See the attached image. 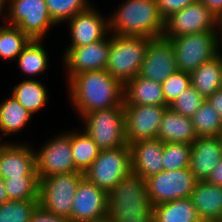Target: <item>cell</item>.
I'll list each match as a JSON object with an SVG mask.
<instances>
[{"label": "cell", "mask_w": 222, "mask_h": 222, "mask_svg": "<svg viewBox=\"0 0 222 222\" xmlns=\"http://www.w3.org/2000/svg\"><path fill=\"white\" fill-rule=\"evenodd\" d=\"M153 212L155 222H202L190 197L155 205Z\"/></svg>", "instance_id": "cell-26"}, {"label": "cell", "mask_w": 222, "mask_h": 222, "mask_svg": "<svg viewBox=\"0 0 222 222\" xmlns=\"http://www.w3.org/2000/svg\"><path fill=\"white\" fill-rule=\"evenodd\" d=\"M175 71L177 65L171 41L163 36L150 39L139 75L163 83Z\"/></svg>", "instance_id": "cell-15"}, {"label": "cell", "mask_w": 222, "mask_h": 222, "mask_svg": "<svg viewBox=\"0 0 222 222\" xmlns=\"http://www.w3.org/2000/svg\"><path fill=\"white\" fill-rule=\"evenodd\" d=\"M191 158V144L164 143L163 168L166 171H174L188 168Z\"/></svg>", "instance_id": "cell-36"}, {"label": "cell", "mask_w": 222, "mask_h": 222, "mask_svg": "<svg viewBox=\"0 0 222 222\" xmlns=\"http://www.w3.org/2000/svg\"><path fill=\"white\" fill-rule=\"evenodd\" d=\"M99 147L83 130L71 131V153L75 167L82 173L91 166L100 153Z\"/></svg>", "instance_id": "cell-30"}, {"label": "cell", "mask_w": 222, "mask_h": 222, "mask_svg": "<svg viewBox=\"0 0 222 222\" xmlns=\"http://www.w3.org/2000/svg\"><path fill=\"white\" fill-rule=\"evenodd\" d=\"M42 41L31 39L17 57V65L22 73L29 76L28 79L43 74L48 67V52Z\"/></svg>", "instance_id": "cell-28"}, {"label": "cell", "mask_w": 222, "mask_h": 222, "mask_svg": "<svg viewBox=\"0 0 222 222\" xmlns=\"http://www.w3.org/2000/svg\"><path fill=\"white\" fill-rule=\"evenodd\" d=\"M45 2L49 15L56 25L67 22L91 6L89 0H45Z\"/></svg>", "instance_id": "cell-34"}, {"label": "cell", "mask_w": 222, "mask_h": 222, "mask_svg": "<svg viewBox=\"0 0 222 222\" xmlns=\"http://www.w3.org/2000/svg\"><path fill=\"white\" fill-rule=\"evenodd\" d=\"M38 206V200H7L0 205V222H29Z\"/></svg>", "instance_id": "cell-35"}, {"label": "cell", "mask_w": 222, "mask_h": 222, "mask_svg": "<svg viewBox=\"0 0 222 222\" xmlns=\"http://www.w3.org/2000/svg\"><path fill=\"white\" fill-rule=\"evenodd\" d=\"M6 10L7 24L17 26L30 39L44 40L49 28L56 25L45 0H7Z\"/></svg>", "instance_id": "cell-8"}, {"label": "cell", "mask_w": 222, "mask_h": 222, "mask_svg": "<svg viewBox=\"0 0 222 222\" xmlns=\"http://www.w3.org/2000/svg\"><path fill=\"white\" fill-rule=\"evenodd\" d=\"M150 38L110 34L106 71L125 85L140 73Z\"/></svg>", "instance_id": "cell-3"}, {"label": "cell", "mask_w": 222, "mask_h": 222, "mask_svg": "<svg viewBox=\"0 0 222 222\" xmlns=\"http://www.w3.org/2000/svg\"><path fill=\"white\" fill-rule=\"evenodd\" d=\"M7 200L9 199L4 186V179L0 176V205L5 203Z\"/></svg>", "instance_id": "cell-44"}, {"label": "cell", "mask_w": 222, "mask_h": 222, "mask_svg": "<svg viewBox=\"0 0 222 222\" xmlns=\"http://www.w3.org/2000/svg\"><path fill=\"white\" fill-rule=\"evenodd\" d=\"M197 0H156L161 17L168 19L171 15L186 8Z\"/></svg>", "instance_id": "cell-39"}, {"label": "cell", "mask_w": 222, "mask_h": 222, "mask_svg": "<svg viewBox=\"0 0 222 222\" xmlns=\"http://www.w3.org/2000/svg\"><path fill=\"white\" fill-rule=\"evenodd\" d=\"M124 105L168 106L161 83L140 75L124 85Z\"/></svg>", "instance_id": "cell-22"}, {"label": "cell", "mask_w": 222, "mask_h": 222, "mask_svg": "<svg viewBox=\"0 0 222 222\" xmlns=\"http://www.w3.org/2000/svg\"><path fill=\"white\" fill-rule=\"evenodd\" d=\"M94 7L91 5L66 22L71 33V44L68 47L85 46L110 34L109 18L103 17Z\"/></svg>", "instance_id": "cell-16"}, {"label": "cell", "mask_w": 222, "mask_h": 222, "mask_svg": "<svg viewBox=\"0 0 222 222\" xmlns=\"http://www.w3.org/2000/svg\"><path fill=\"white\" fill-rule=\"evenodd\" d=\"M110 49V36L79 47L66 48L63 65L67 67V82L74 76L85 71L105 70Z\"/></svg>", "instance_id": "cell-13"}, {"label": "cell", "mask_w": 222, "mask_h": 222, "mask_svg": "<svg viewBox=\"0 0 222 222\" xmlns=\"http://www.w3.org/2000/svg\"><path fill=\"white\" fill-rule=\"evenodd\" d=\"M0 176L3 179L38 176L35 149L27 143L0 142Z\"/></svg>", "instance_id": "cell-17"}, {"label": "cell", "mask_w": 222, "mask_h": 222, "mask_svg": "<svg viewBox=\"0 0 222 222\" xmlns=\"http://www.w3.org/2000/svg\"><path fill=\"white\" fill-rule=\"evenodd\" d=\"M222 160V146L217 136L198 137L191 144L189 168L197 181H206Z\"/></svg>", "instance_id": "cell-19"}, {"label": "cell", "mask_w": 222, "mask_h": 222, "mask_svg": "<svg viewBox=\"0 0 222 222\" xmlns=\"http://www.w3.org/2000/svg\"><path fill=\"white\" fill-rule=\"evenodd\" d=\"M169 106L124 105L125 133L128 145L157 138L159 126Z\"/></svg>", "instance_id": "cell-12"}, {"label": "cell", "mask_w": 222, "mask_h": 222, "mask_svg": "<svg viewBox=\"0 0 222 222\" xmlns=\"http://www.w3.org/2000/svg\"><path fill=\"white\" fill-rule=\"evenodd\" d=\"M197 137L218 136L222 129V119L217 110L207 100L191 117Z\"/></svg>", "instance_id": "cell-32"}, {"label": "cell", "mask_w": 222, "mask_h": 222, "mask_svg": "<svg viewBox=\"0 0 222 222\" xmlns=\"http://www.w3.org/2000/svg\"><path fill=\"white\" fill-rule=\"evenodd\" d=\"M145 182L149 201L155 206L191 197L197 180L188 167L174 171L163 170L147 178Z\"/></svg>", "instance_id": "cell-9"}, {"label": "cell", "mask_w": 222, "mask_h": 222, "mask_svg": "<svg viewBox=\"0 0 222 222\" xmlns=\"http://www.w3.org/2000/svg\"><path fill=\"white\" fill-rule=\"evenodd\" d=\"M204 101L203 96L190 85L169 105V108L183 116L191 118Z\"/></svg>", "instance_id": "cell-37"}, {"label": "cell", "mask_w": 222, "mask_h": 222, "mask_svg": "<svg viewBox=\"0 0 222 222\" xmlns=\"http://www.w3.org/2000/svg\"><path fill=\"white\" fill-rule=\"evenodd\" d=\"M218 139L220 141V145L222 146V129L220 130L219 134H218Z\"/></svg>", "instance_id": "cell-47"}, {"label": "cell", "mask_w": 222, "mask_h": 222, "mask_svg": "<svg viewBox=\"0 0 222 222\" xmlns=\"http://www.w3.org/2000/svg\"><path fill=\"white\" fill-rule=\"evenodd\" d=\"M6 4H7V0H0V17L2 16L1 18H3L4 24H7L6 22L7 15H5L7 11H5L4 16H3L4 8L5 7L7 8Z\"/></svg>", "instance_id": "cell-45"}, {"label": "cell", "mask_w": 222, "mask_h": 222, "mask_svg": "<svg viewBox=\"0 0 222 222\" xmlns=\"http://www.w3.org/2000/svg\"><path fill=\"white\" fill-rule=\"evenodd\" d=\"M83 177L82 172H71L39 178V206L71 222L72 202Z\"/></svg>", "instance_id": "cell-6"}, {"label": "cell", "mask_w": 222, "mask_h": 222, "mask_svg": "<svg viewBox=\"0 0 222 222\" xmlns=\"http://www.w3.org/2000/svg\"><path fill=\"white\" fill-rule=\"evenodd\" d=\"M220 37L222 41V18L219 20Z\"/></svg>", "instance_id": "cell-46"}, {"label": "cell", "mask_w": 222, "mask_h": 222, "mask_svg": "<svg viewBox=\"0 0 222 222\" xmlns=\"http://www.w3.org/2000/svg\"><path fill=\"white\" fill-rule=\"evenodd\" d=\"M46 143L39 150H35L39 178L60 173L80 172L74 165L71 153V131L61 132Z\"/></svg>", "instance_id": "cell-10"}, {"label": "cell", "mask_w": 222, "mask_h": 222, "mask_svg": "<svg viewBox=\"0 0 222 222\" xmlns=\"http://www.w3.org/2000/svg\"><path fill=\"white\" fill-rule=\"evenodd\" d=\"M31 39L17 26H0V59L15 60Z\"/></svg>", "instance_id": "cell-31"}, {"label": "cell", "mask_w": 222, "mask_h": 222, "mask_svg": "<svg viewBox=\"0 0 222 222\" xmlns=\"http://www.w3.org/2000/svg\"><path fill=\"white\" fill-rule=\"evenodd\" d=\"M209 31H220L219 20L197 0L165 20L163 37L169 39Z\"/></svg>", "instance_id": "cell-11"}, {"label": "cell", "mask_w": 222, "mask_h": 222, "mask_svg": "<svg viewBox=\"0 0 222 222\" xmlns=\"http://www.w3.org/2000/svg\"><path fill=\"white\" fill-rule=\"evenodd\" d=\"M110 33L121 36L162 37L165 21L156 0H125L109 17Z\"/></svg>", "instance_id": "cell-2"}, {"label": "cell", "mask_w": 222, "mask_h": 222, "mask_svg": "<svg viewBox=\"0 0 222 222\" xmlns=\"http://www.w3.org/2000/svg\"><path fill=\"white\" fill-rule=\"evenodd\" d=\"M29 222H70V221L64 217H60L50 212H47L43 208L38 206L33 212Z\"/></svg>", "instance_id": "cell-40"}, {"label": "cell", "mask_w": 222, "mask_h": 222, "mask_svg": "<svg viewBox=\"0 0 222 222\" xmlns=\"http://www.w3.org/2000/svg\"><path fill=\"white\" fill-rule=\"evenodd\" d=\"M191 85L206 100L222 85V54L205 62L199 68L190 73Z\"/></svg>", "instance_id": "cell-23"}, {"label": "cell", "mask_w": 222, "mask_h": 222, "mask_svg": "<svg viewBox=\"0 0 222 222\" xmlns=\"http://www.w3.org/2000/svg\"><path fill=\"white\" fill-rule=\"evenodd\" d=\"M97 222H110V221L108 219H104V220L97 221Z\"/></svg>", "instance_id": "cell-48"}, {"label": "cell", "mask_w": 222, "mask_h": 222, "mask_svg": "<svg viewBox=\"0 0 222 222\" xmlns=\"http://www.w3.org/2000/svg\"><path fill=\"white\" fill-rule=\"evenodd\" d=\"M190 198L202 222L222 220V186L197 181Z\"/></svg>", "instance_id": "cell-20"}, {"label": "cell", "mask_w": 222, "mask_h": 222, "mask_svg": "<svg viewBox=\"0 0 222 222\" xmlns=\"http://www.w3.org/2000/svg\"><path fill=\"white\" fill-rule=\"evenodd\" d=\"M39 80L33 78L24 79L12 89V96L20 105L32 115L41 110L47 103L48 92L46 87Z\"/></svg>", "instance_id": "cell-25"}, {"label": "cell", "mask_w": 222, "mask_h": 222, "mask_svg": "<svg viewBox=\"0 0 222 222\" xmlns=\"http://www.w3.org/2000/svg\"><path fill=\"white\" fill-rule=\"evenodd\" d=\"M131 151V168L143 180L164 170V142L157 138L129 144Z\"/></svg>", "instance_id": "cell-18"}, {"label": "cell", "mask_w": 222, "mask_h": 222, "mask_svg": "<svg viewBox=\"0 0 222 222\" xmlns=\"http://www.w3.org/2000/svg\"><path fill=\"white\" fill-rule=\"evenodd\" d=\"M110 222H155L151 203L107 204Z\"/></svg>", "instance_id": "cell-29"}, {"label": "cell", "mask_w": 222, "mask_h": 222, "mask_svg": "<svg viewBox=\"0 0 222 222\" xmlns=\"http://www.w3.org/2000/svg\"><path fill=\"white\" fill-rule=\"evenodd\" d=\"M33 115L11 95L0 103V133L15 135L22 131Z\"/></svg>", "instance_id": "cell-27"}, {"label": "cell", "mask_w": 222, "mask_h": 222, "mask_svg": "<svg viewBox=\"0 0 222 222\" xmlns=\"http://www.w3.org/2000/svg\"><path fill=\"white\" fill-rule=\"evenodd\" d=\"M70 103L80 118L89 112L124 104V85L106 70L85 71L68 82Z\"/></svg>", "instance_id": "cell-1"}, {"label": "cell", "mask_w": 222, "mask_h": 222, "mask_svg": "<svg viewBox=\"0 0 222 222\" xmlns=\"http://www.w3.org/2000/svg\"><path fill=\"white\" fill-rule=\"evenodd\" d=\"M206 181L213 185L222 186V160L213 169Z\"/></svg>", "instance_id": "cell-43"}, {"label": "cell", "mask_w": 222, "mask_h": 222, "mask_svg": "<svg viewBox=\"0 0 222 222\" xmlns=\"http://www.w3.org/2000/svg\"><path fill=\"white\" fill-rule=\"evenodd\" d=\"M197 138L191 118L168 107L161 120L157 139L164 143L192 144Z\"/></svg>", "instance_id": "cell-21"}, {"label": "cell", "mask_w": 222, "mask_h": 222, "mask_svg": "<svg viewBox=\"0 0 222 222\" xmlns=\"http://www.w3.org/2000/svg\"><path fill=\"white\" fill-rule=\"evenodd\" d=\"M206 100L213 108L217 110L222 119V89L215 91Z\"/></svg>", "instance_id": "cell-42"}, {"label": "cell", "mask_w": 222, "mask_h": 222, "mask_svg": "<svg viewBox=\"0 0 222 222\" xmlns=\"http://www.w3.org/2000/svg\"><path fill=\"white\" fill-rule=\"evenodd\" d=\"M198 1L202 2L218 20L222 18V0H198Z\"/></svg>", "instance_id": "cell-41"}, {"label": "cell", "mask_w": 222, "mask_h": 222, "mask_svg": "<svg viewBox=\"0 0 222 222\" xmlns=\"http://www.w3.org/2000/svg\"><path fill=\"white\" fill-rule=\"evenodd\" d=\"M162 90L166 104L169 106L190 85V73L175 71L163 83Z\"/></svg>", "instance_id": "cell-38"}, {"label": "cell", "mask_w": 222, "mask_h": 222, "mask_svg": "<svg viewBox=\"0 0 222 222\" xmlns=\"http://www.w3.org/2000/svg\"><path fill=\"white\" fill-rule=\"evenodd\" d=\"M107 204L150 203L146 182L131 172L107 193Z\"/></svg>", "instance_id": "cell-24"}, {"label": "cell", "mask_w": 222, "mask_h": 222, "mask_svg": "<svg viewBox=\"0 0 222 222\" xmlns=\"http://www.w3.org/2000/svg\"><path fill=\"white\" fill-rule=\"evenodd\" d=\"M107 192L85 176L77 186L72 202L71 222H97L107 219Z\"/></svg>", "instance_id": "cell-14"}, {"label": "cell", "mask_w": 222, "mask_h": 222, "mask_svg": "<svg viewBox=\"0 0 222 222\" xmlns=\"http://www.w3.org/2000/svg\"><path fill=\"white\" fill-rule=\"evenodd\" d=\"M132 172L129 145L101 150L84 176L98 188L109 192Z\"/></svg>", "instance_id": "cell-7"}, {"label": "cell", "mask_w": 222, "mask_h": 222, "mask_svg": "<svg viewBox=\"0 0 222 222\" xmlns=\"http://www.w3.org/2000/svg\"><path fill=\"white\" fill-rule=\"evenodd\" d=\"M39 177L20 176L4 179V186L9 200H39Z\"/></svg>", "instance_id": "cell-33"}, {"label": "cell", "mask_w": 222, "mask_h": 222, "mask_svg": "<svg viewBox=\"0 0 222 222\" xmlns=\"http://www.w3.org/2000/svg\"><path fill=\"white\" fill-rule=\"evenodd\" d=\"M86 132L100 150L115 149L127 145L124 104L89 112L81 117Z\"/></svg>", "instance_id": "cell-5"}, {"label": "cell", "mask_w": 222, "mask_h": 222, "mask_svg": "<svg viewBox=\"0 0 222 222\" xmlns=\"http://www.w3.org/2000/svg\"><path fill=\"white\" fill-rule=\"evenodd\" d=\"M169 40L175 53L178 71L192 73L221 53L220 31L193 33Z\"/></svg>", "instance_id": "cell-4"}]
</instances>
